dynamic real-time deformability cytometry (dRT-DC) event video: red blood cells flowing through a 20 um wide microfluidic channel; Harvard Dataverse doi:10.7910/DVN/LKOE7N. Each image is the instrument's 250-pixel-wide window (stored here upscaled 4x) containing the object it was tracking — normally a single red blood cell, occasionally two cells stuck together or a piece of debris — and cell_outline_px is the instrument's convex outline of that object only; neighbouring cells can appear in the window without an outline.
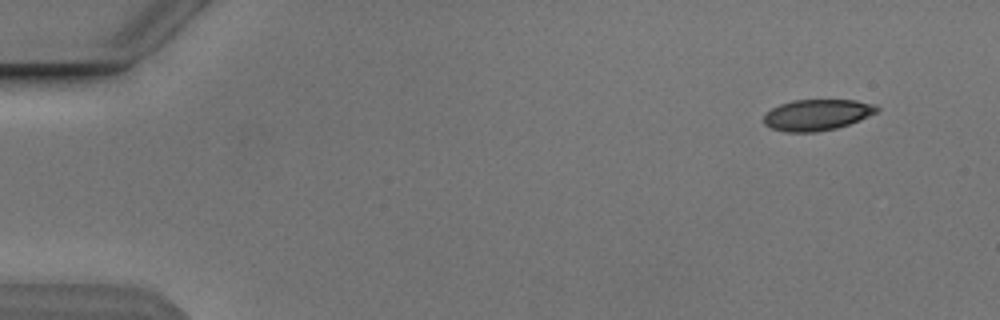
{"species": "Egyptian fruit bat (a non-hibernating species)", "species_latin": "Rousettus aegyptiacus", "temperature_condition": "cold", "stored_images_in_passage": 5, "camera_frame_rate_fps": 3000, "um_per_image_px": 0.085, "animal": {"sex": "male"}, "frame": {"image": 1, "passage_image": 1, "time_ms": 0.0, "image_size_px": [1000, 320], "cell_outline_px": [[880, 108], [876, 112], [848, 124], [836, 128], [816, 132], [784, 132], [772, 128], [764, 124], [764, 116], [772, 108], [780, 104], [792, 100], [856, 100], [872, 104]], "centroid_in_image_um": [69.41, 9.76], "position_along_channel_um": 15.6, "area_um2": 20.23}}